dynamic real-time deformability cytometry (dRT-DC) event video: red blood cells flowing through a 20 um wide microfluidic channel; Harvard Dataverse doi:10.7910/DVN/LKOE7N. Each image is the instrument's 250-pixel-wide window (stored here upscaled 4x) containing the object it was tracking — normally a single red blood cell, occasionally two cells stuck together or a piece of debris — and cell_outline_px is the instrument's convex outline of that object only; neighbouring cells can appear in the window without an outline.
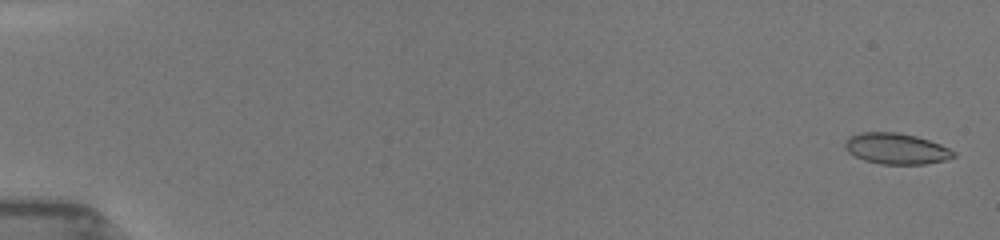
{"species": "common noctule bat (a hibernating species)", "species_latin": "Nyctalus noctula", "temperature_condition": "room temperature", "stored_images_in_passage": 19, "camera_frame_rate_fps": 3000, "um_per_image_px": 0.085, "animal": {"sex": "female", "body_mass_g": 19.5, "forearm_length_mm": 54.1}, "frame": {"image": 1, "passage_image": 3, "time_ms": 0.333, "image_size_px": [1000, 240], "cell_outline_px": [[956, 156], [944, 160], [924, 164], [880, 164], [864, 160], [848, 152], [844, 148], [844, 144], [848, 136], [860, 132], [896, 132], [916, 136], [940, 144], [956, 152]], "centroid_in_image_um": [76.15, 12.63], "position_along_channel_um": 8.8, "area_um2": 19.59}}
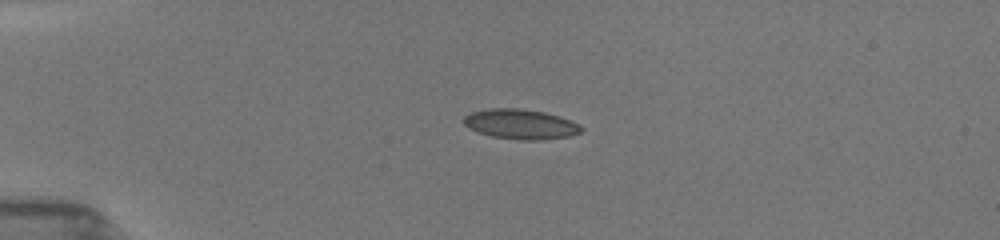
{"frame": {"image": 2, "passage_image": 15, "time_ms": 4.333, "image_size_px": [1000, 240], "cell_outline_px": [[584, 128], [580, 132], [568, 136], [540, 140], [520, 140], [492, 136], [468, 128], [464, 124], [464, 116], [472, 112], [488, 108], [520, 108], [544, 112], [560, 116], [580, 124]], "centroid_in_image_um": [44.26, 10.54], "position_along_channel_um": 40.7, "area_um2": 20.46}}